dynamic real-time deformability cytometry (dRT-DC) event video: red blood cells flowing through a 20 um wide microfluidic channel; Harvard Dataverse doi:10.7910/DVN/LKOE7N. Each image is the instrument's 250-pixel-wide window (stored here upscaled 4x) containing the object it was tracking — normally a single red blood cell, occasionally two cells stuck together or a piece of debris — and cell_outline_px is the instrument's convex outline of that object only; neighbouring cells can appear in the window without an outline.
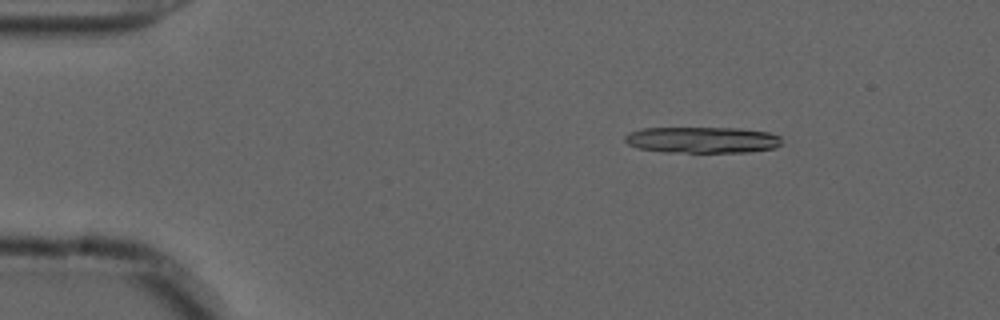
{"species": "common noctule bat (a hibernating species)", "species_latin": "Nyctalus noctula", "temperature_condition": "cold", "stored_images_in_passage": 47, "segment_of_instrument_passage": [1, 2], "camera_frame_rate_fps": 3000, "um_per_image_px": 0.085, "animal": {"sex": "male", "forearm_length_mm": 52.5}, "frame": {"image": 1, "passage_image": 1, "time_ms": 0.0, "image_size_px": [1000, 320], "cell_outline_px": [[780, 144], [776, 148], [748, 152], [664, 152], [640, 148], [628, 144], [624, 140], [624, 136], [628, 132], [640, 128], [740, 128], [768, 132], [780, 136]], "centroid_in_image_um": [59.68, 11.89], "position_along_channel_um": 25.3, "area_um2": 24.04}}